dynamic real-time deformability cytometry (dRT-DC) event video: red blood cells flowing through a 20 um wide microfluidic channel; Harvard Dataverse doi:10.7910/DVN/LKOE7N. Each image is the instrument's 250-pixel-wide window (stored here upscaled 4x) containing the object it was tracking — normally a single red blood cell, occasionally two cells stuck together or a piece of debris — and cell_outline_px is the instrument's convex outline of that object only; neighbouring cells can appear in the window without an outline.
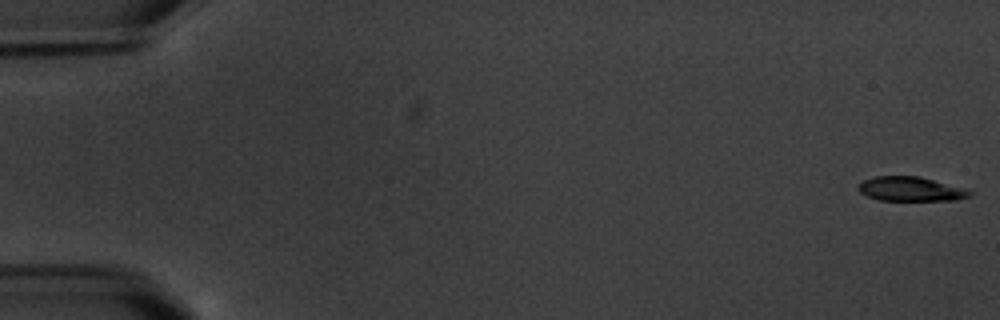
{"species": "common noctule bat (a hibernating species)", "species_latin": "Nyctalus noctula", "temperature_condition": "warm", "stored_images_in_passage": 8, "camera_frame_rate_fps": 3000, "um_per_image_px": 0.085, "animal": {"sex": "male", "body_mass_g": 20.1, "forearm_length_mm": 53.5}, "frame": {"image": 1, "passage_image": 1, "time_ms": 0.0, "image_size_px": [1000, 320], "cell_outline_px": [[972, 196], [956, 200], [880, 200], [868, 196], [860, 192], [856, 188], [864, 180], [876, 176], [920, 176], [968, 188], [972, 192]], "centroid_in_image_um": [77.48, 16.06], "position_along_channel_um": 7.5, "area_um2": 15.95}}
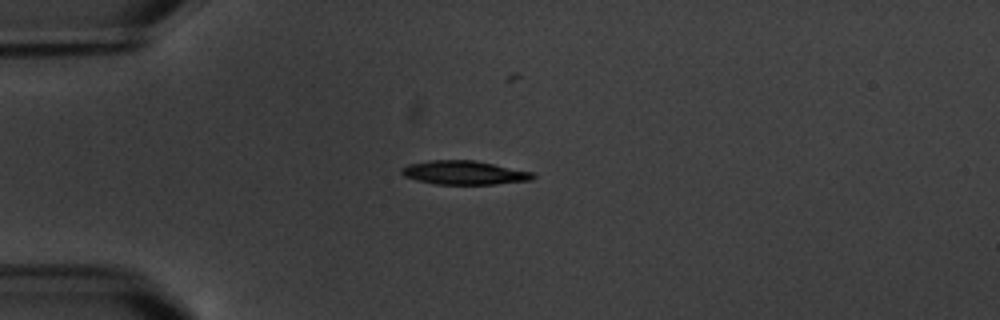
{"frame": {"image": 2, "passage_image": 5, "time_ms": 5.0, "image_size_px": [1000, 320], "cell_outline_px": [[536, 176], [532, 180], [496, 184], [436, 184], [416, 180], [404, 176], [400, 172], [400, 168], [408, 164], [432, 160], [472, 160], [532, 172]], "centroid_in_image_um": [39.42, 14.68], "position_along_channel_um": 45.6, "area_um2": 18.09}}